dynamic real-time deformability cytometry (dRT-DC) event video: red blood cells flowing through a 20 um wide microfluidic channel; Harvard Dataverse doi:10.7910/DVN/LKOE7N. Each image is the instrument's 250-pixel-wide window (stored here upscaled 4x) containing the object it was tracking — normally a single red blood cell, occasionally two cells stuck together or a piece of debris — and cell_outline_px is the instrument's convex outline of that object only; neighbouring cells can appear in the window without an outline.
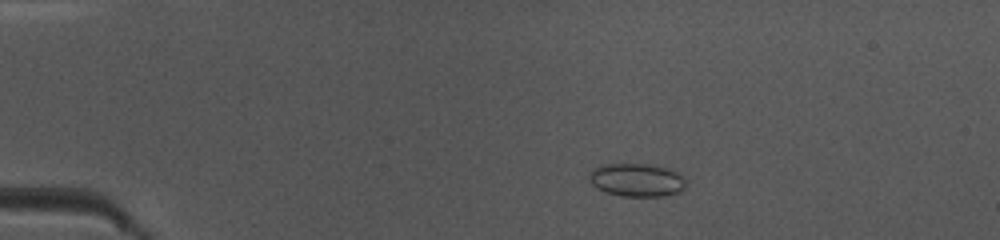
{"species": "common noctule bat (a hibernating species)", "species_latin": "Nyctalus noctula", "temperature_condition": "warm", "stored_images_in_passage": 43, "camera_frame_rate_fps": 3000, "um_per_image_px": 0.085, "animal": {"sex": "female", "body_mass_g": 10.0, "forearm_length_mm": 53.1}, "frame": {"image": 1, "passage_image": 4, "time_ms": 1.0, "image_size_px": [1000, 240], "cell_outline_px": [[684, 188], [680, 192], [660, 196], [620, 196], [596, 188], [588, 180], [592, 172], [596, 168], [604, 164], [656, 164], [672, 168], [684, 176]], "centroid_in_image_um": [54.17, 15.28], "position_along_channel_um": 30.8, "area_um2": 18.79}}
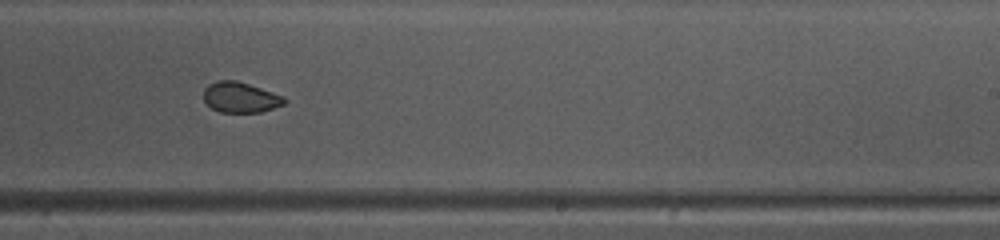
{"frame": {"image": 2, "passage_image": 25, "time_ms": 8.0, "image_size_px": [1000, 240], "cell_outline_px": [[288, 100], [284, 104], [260, 112], [220, 112], [212, 108], [204, 100], [204, 88], [208, 84], [220, 80], [236, 80], [284, 96]], "centroid_in_image_um": [20.43, 8.27], "position_along_channel_um": 268.6, "area_um2": 14.22}}
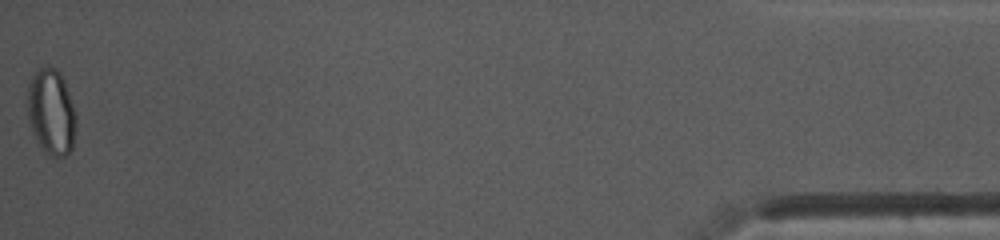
{"frame": {"image": 3, "passage_image": 43, "time_ms": 14.0, "image_size_px": [1000, 240], "cell_outline_px": [[76, 124], [72, 148], [64, 156], [52, 156], [44, 152], [36, 140], [32, 132], [28, 120], [28, 84], [32, 76], [40, 68], [56, 68], [60, 72], [64, 80], [76, 112]], "centroid_in_image_um": [4.36, 9.53], "position_along_channel_um": 430.8, "area_um2": 24.28}, "authors_computed_cell_mechanics": {"area_um2": 15.9528, "velocity_mm_per_s": 4.143, "shape_relaxation_time_tau1_ms": null, "shape_relaxation_time_tau2_ms": 2.0503, "deformation_change_tau1": null, "deformation_change_tau2": 0.0444}}